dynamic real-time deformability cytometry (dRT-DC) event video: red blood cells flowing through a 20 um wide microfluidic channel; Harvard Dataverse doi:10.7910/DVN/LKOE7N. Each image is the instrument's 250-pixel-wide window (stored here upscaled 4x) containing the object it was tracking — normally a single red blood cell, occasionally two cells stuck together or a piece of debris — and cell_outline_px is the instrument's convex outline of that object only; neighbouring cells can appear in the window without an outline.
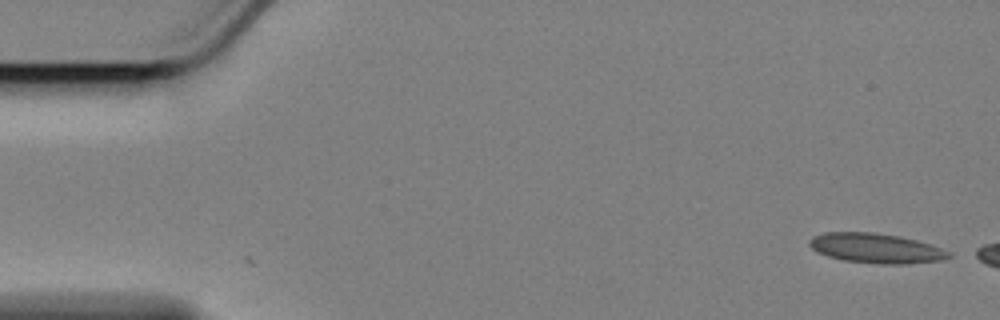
{"species": "Egyptian fruit bat (a non-hibernating species)", "species_latin": "Rousettus aegyptiacus", "temperature_condition": "cold", "stored_images_in_passage": 2, "camera_frame_rate_fps": 3000, "um_per_image_px": 0.085, "animal": {"sex": "female"}, "frame": {"image": 1, "passage_image": 1, "time_ms": 0.0, "image_size_px": [1000, 320], "cell_outline_px": [[952, 256], [940, 260], [904, 264], [880, 264], [844, 260], [828, 256], [816, 252], [808, 244], [808, 240], [812, 236], [824, 232], [872, 232], [900, 236], [916, 240], [952, 252]], "centroid_in_image_um": [74.42, 21.09], "position_along_channel_um": 10.6, "area_um2": 24.16}}